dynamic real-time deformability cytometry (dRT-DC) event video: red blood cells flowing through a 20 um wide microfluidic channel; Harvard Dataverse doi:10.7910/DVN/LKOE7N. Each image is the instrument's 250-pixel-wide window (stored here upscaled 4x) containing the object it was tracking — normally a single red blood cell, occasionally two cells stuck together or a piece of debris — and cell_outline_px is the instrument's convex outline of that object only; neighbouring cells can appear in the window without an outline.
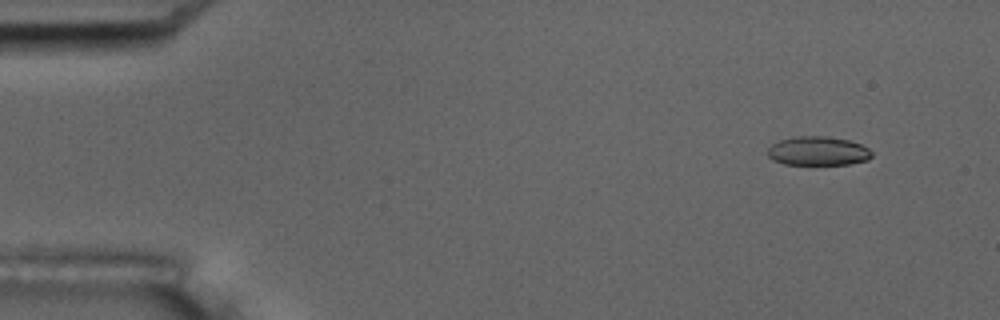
{"species": "common noctule bat (a hibernating species)", "species_latin": "Nyctalus noctula", "temperature_condition": "room temperature", "stored_images_in_passage": 9, "camera_frame_rate_fps": 3000, "um_per_image_px": 0.085, "animal": {"sex": "male", "body_mass_g": 17.5, "forearm_length_mm": 52.3}, "frame": {"image": 1, "passage_image": 2, "time_ms": 1.333, "image_size_px": [1000, 320], "cell_outline_px": [[872, 156], [868, 160], [848, 164], [784, 164], [772, 160], [768, 156], [768, 148], [772, 144], [780, 140], [796, 136], [824, 136], [848, 140], [860, 144], [868, 148], [872, 152]], "centroid_in_image_um": [69.52, 12.84], "position_along_channel_um": 15.5, "area_um2": 17.51}}
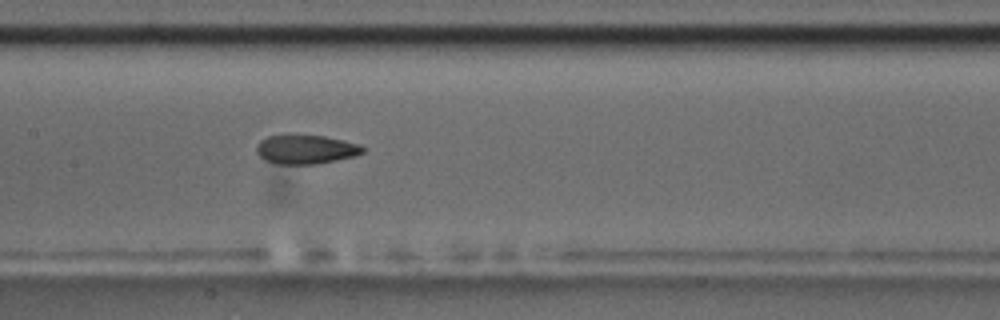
{"frame": {"image": 2, "passage_image": 9, "time_ms": 9.0, "image_size_px": [1000, 320], "cell_outline_px": [[364, 152], [352, 156], [336, 160], [316, 164], [276, 164], [264, 160], [256, 152], [256, 144], [260, 140], [268, 136], [288, 132], [324, 136], [360, 144], [364, 148]], "centroid_in_image_um": [25.92, 12.66], "position_along_channel_um": 181.5, "area_um2": 18.55}}